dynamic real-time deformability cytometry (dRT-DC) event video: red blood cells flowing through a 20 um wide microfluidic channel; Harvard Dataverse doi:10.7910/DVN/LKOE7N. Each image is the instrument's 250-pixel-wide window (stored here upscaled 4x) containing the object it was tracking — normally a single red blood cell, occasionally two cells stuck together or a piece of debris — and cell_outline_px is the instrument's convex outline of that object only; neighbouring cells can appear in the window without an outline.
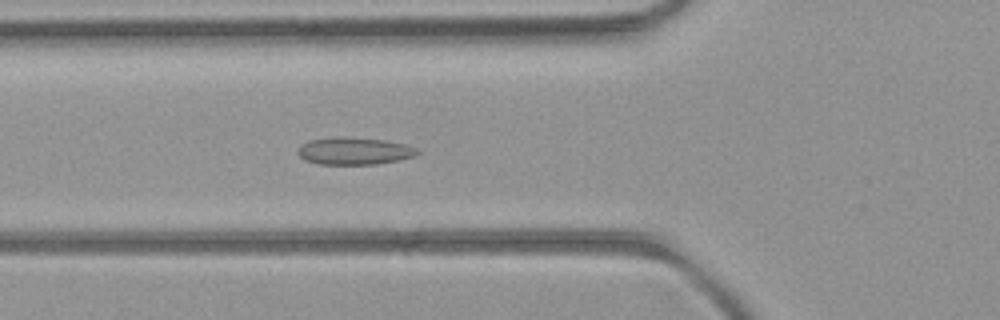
{"species": "common noctule bat (a hibernating species)", "species_latin": "Nyctalus noctula", "temperature_condition": "room temperature", "stored_images_in_passage": 52, "camera_frame_rate_fps": 3000, "um_per_image_px": 0.085, "animal": {"sex": "female", "body_mass_g": 21.9}, "frame": {"image": 1, "passage_image": 19, "time_ms": 6.0, "image_size_px": [1000, 320], "cell_outline_px": [[420, 152], [416, 156], [376, 164], [316, 164], [304, 160], [296, 152], [300, 144], [308, 140], [340, 136], [384, 140], [404, 144], [416, 148]], "centroid_in_image_um": [30.05, 12.83], "position_along_channel_um": 95.7, "area_um2": 19.07}}
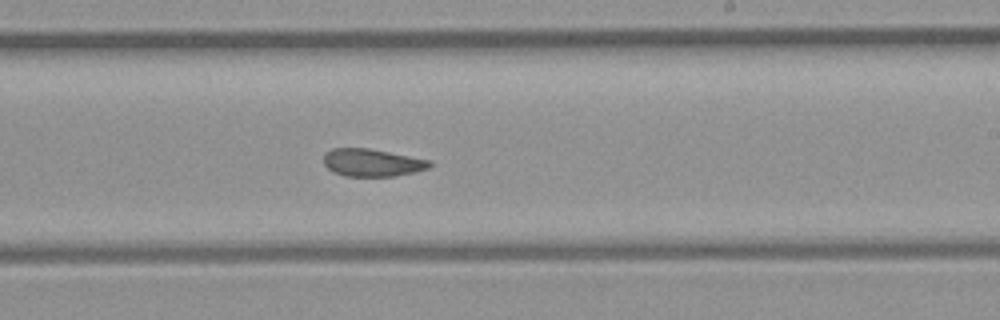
{"frame": {"image": 2, "passage_image": 31, "time_ms": 10.0, "image_size_px": [1000, 320], "cell_outline_px": [[432, 164], [428, 168], [416, 172], [392, 176], [344, 176], [332, 172], [324, 164], [324, 152], [332, 148], [368, 148], [432, 160]], "centroid_in_image_um": [31.62, 13.82], "position_along_channel_um": 257.4, "area_um2": 17.17}}
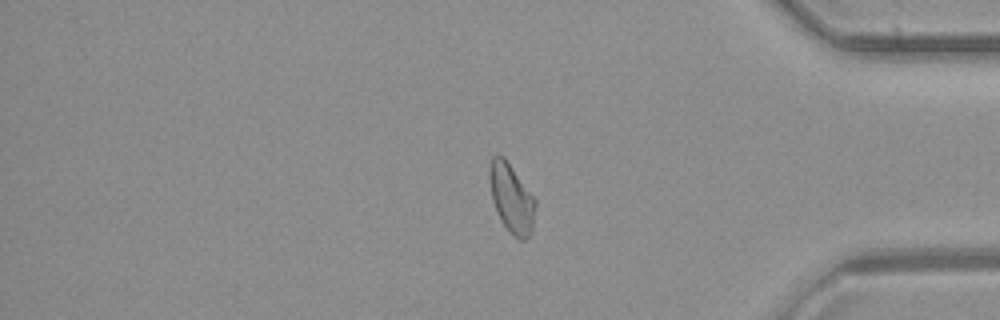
{"frame": {"image": 3, "passage_image": 43, "time_ms": 14.0, "image_size_px": [1000, 320], "cell_outline_px": [[536, 208], [532, 232], [524, 240], [520, 240], [504, 224], [496, 212], [492, 200], [488, 176], [488, 172], [492, 156], [504, 156], [536, 200]], "centroid_in_image_um": [43.47, 16.83], "position_along_channel_um": 391.7, "area_um2": 18.32}, "authors_computed_cell_mechanics": {"area_um2": 18.5249, "velocity_mm_per_s": 4.0317, "shape_relaxation_time_tau1_ms": null, "shape_relaxation_time_tau2_ms": 2.3489, "deformation_change_tau1": null, "deformation_change_tau2": 0.0699}}